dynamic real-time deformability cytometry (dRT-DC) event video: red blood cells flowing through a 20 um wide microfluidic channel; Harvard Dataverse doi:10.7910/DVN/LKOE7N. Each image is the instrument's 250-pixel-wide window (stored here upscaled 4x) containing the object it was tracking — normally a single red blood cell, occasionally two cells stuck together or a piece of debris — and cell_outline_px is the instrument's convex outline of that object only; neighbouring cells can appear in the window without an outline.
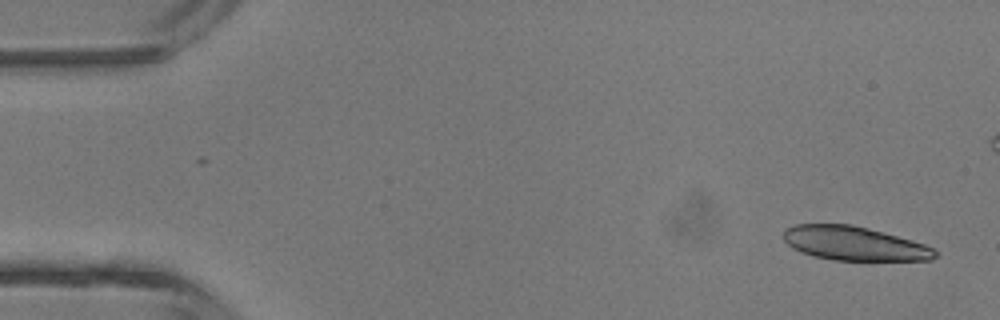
{"species": "common noctule bat (a hibernating species)", "species_latin": "Nyctalus noctula", "temperature_condition": "room temperature", "stored_images_in_passage": 5, "camera_frame_rate_fps": 3000, "um_per_image_px": 0.085, "animal": {"sex": "male", "body_mass_g": 13.3}, "frame": {"image": 1, "passage_image": 1, "time_ms": 0.0, "image_size_px": [1000, 320], "cell_outline_px": [[936, 256], [932, 260], [832, 260], [812, 256], [800, 252], [792, 248], [784, 240], [784, 228], [796, 224], [852, 224], [884, 232], [912, 240], [924, 244], [932, 248], [936, 252]], "centroid_in_image_um": [72.57, 20.69], "position_along_channel_um": 12.4, "area_um2": 30.06}}